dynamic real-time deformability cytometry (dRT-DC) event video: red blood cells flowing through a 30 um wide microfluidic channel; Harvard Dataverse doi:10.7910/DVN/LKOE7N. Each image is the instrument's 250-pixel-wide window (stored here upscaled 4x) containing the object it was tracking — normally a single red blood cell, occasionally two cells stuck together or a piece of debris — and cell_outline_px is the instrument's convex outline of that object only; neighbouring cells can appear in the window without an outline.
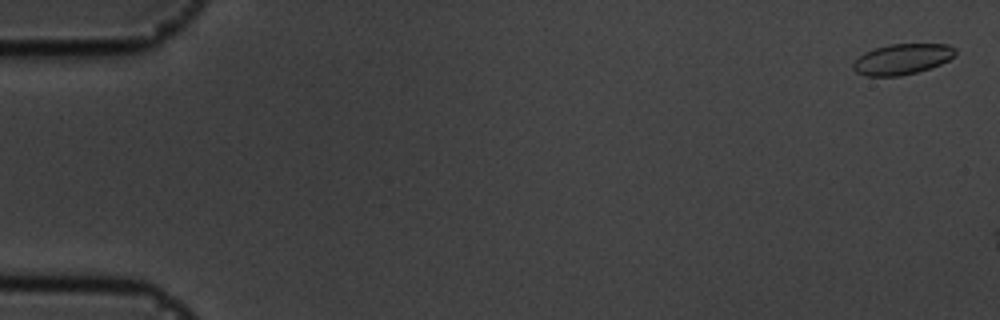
{"species": "common noctule bat (a hibernating species)", "species_latin": "Nyctalus noctula", "temperature_condition": "cold", "stored_images_in_passage": 9, "camera_frame_rate_fps": 3000, "um_per_image_px": 0.085, "animal": {"sex": "male", "body_mass_g": 19.5, "forearm_length_mm": 54.6}, "frame": {"image": 1, "passage_image": 2, "time_ms": 0.333, "image_size_px": [1000, 320], "cell_outline_px": [[956, 52], [948, 60], [940, 64], [916, 72], [900, 76], [868, 76], [856, 72], [852, 68], [852, 64], [864, 52], [876, 48], [892, 44], [948, 44], [956, 48]], "centroid_in_image_um": [76.67, 5.02], "position_along_channel_um": 8.3, "area_um2": 18.03}}